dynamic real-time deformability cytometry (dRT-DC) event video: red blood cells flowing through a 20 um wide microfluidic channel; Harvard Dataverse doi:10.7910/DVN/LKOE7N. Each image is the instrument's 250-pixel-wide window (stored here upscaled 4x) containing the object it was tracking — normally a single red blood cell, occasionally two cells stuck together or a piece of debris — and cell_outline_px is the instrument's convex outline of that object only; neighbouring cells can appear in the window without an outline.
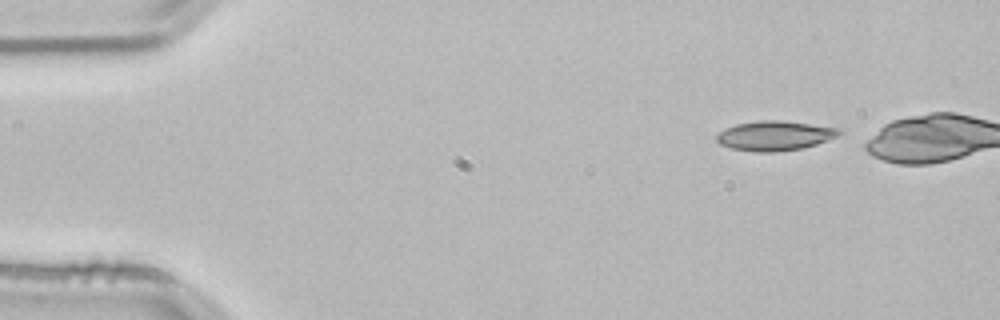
{"species": "common noctule bat (a hibernating species)", "species_latin": "Nyctalus noctula", "temperature_condition": "room temperature", "stored_images_in_passage": 4, "camera_frame_rate_fps": 3000, "um_per_image_px": 0.085, "animal": {"sex": "male", "body_mass_g": 21.5, "forearm_length_mm": 52.0}, "frame": {"image": 1, "passage_image": 1, "time_ms": 0.0, "image_size_px": [1000, 320], "cell_outline_px": [[844, 132], [836, 136], [816, 144], [804, 148], [772, 152], [756, 152], [732, 148], [720, 144], [716, 140], [716, 136], [720, 132], [736, 124], [760, 120], [780, 120], [844, 128]], "centroid_in_image_um": [65.91, 11.53], "position_along_channel_um": 19.1, "area_um2": 21.15}}